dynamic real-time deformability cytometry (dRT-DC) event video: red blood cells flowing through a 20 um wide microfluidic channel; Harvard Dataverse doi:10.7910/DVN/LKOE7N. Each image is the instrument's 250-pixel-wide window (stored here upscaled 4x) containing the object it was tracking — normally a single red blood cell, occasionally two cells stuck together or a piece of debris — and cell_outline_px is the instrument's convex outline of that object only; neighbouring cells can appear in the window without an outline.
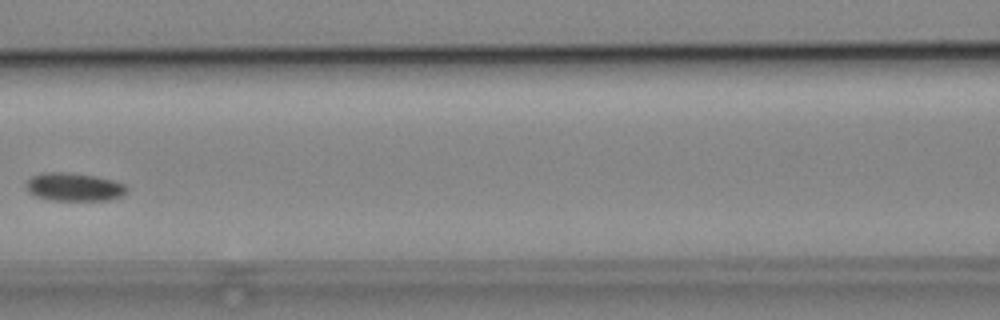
{"species": "common noctule bat (a hibernating species)", "species_latin": "Nyctalus noctula", "temperature_condition": "cold", "stored_images_in_passage": 8, "camera_frame_rate_fps": 3000, "um_per_image_px": 0.085, "animal": {"sex": "male", "body_mass_g": 19.2, "forearm_length_mm": 51.8}, "frame": {"image": 1, "passage_image": 4, "time_ms": 3.667, "image_size_px": [1000, 320], "cell_outline_px": [[128, 188], [120, 196], [108, 200], [52, 200], [36, 196], [28, 192], [28, 180], [32, 176], [44, 172], [68, 172], [96, 176], [112, 180], [124, 184]], "centroid_in_image_um": [6.29, 15.88], "position_along_channel_um": 160.3, "area_um2": 16.3}}
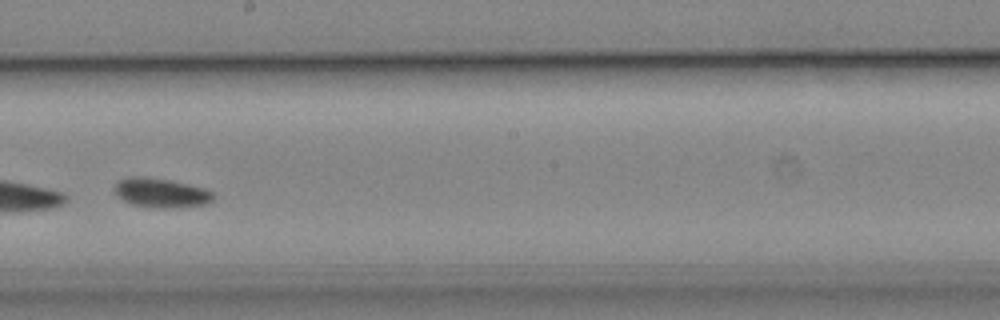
{"frame": {"image": 2, "passage_image": 6, "time_ms": 5.667, "image_size_px": [1000, 320], "cell_outline_px": [[216, 196], [208, 204], [172, 208], [156, 208], [132, 204], [124, 200], [116, 192], [116, 184], [120, 180], [132, 176], [168, 180], [204, 188], [212, 192]], "centroid_in_image_um": [13.76, 16.41], "position_along_channel_um": 234.4, "area_um2": 16.47}}
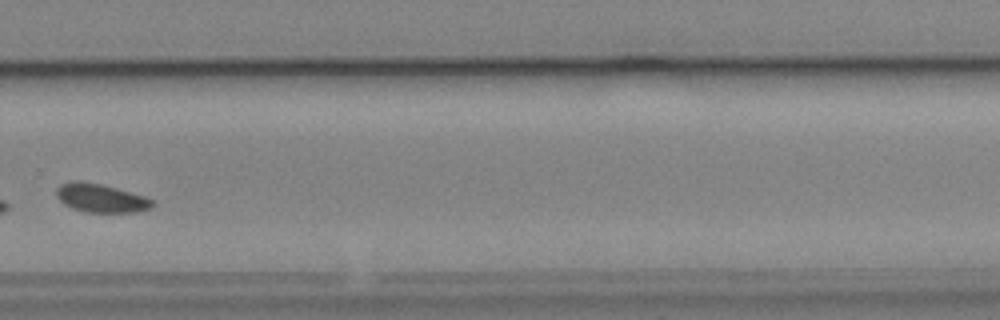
{"frame": {"image": 3, "passage_image": 8, "time_ms": 8.0, "image_size_px": [1000, 320], "cell_outline_px": [[156, 204], [152, 208], [136, 212], [84, 212], [72, 208], [64, 204], [56, 196], [56, 188], [60, 184], [72, 180], [80, 180], [100, 184], [116, 188], [144, 196], [152, 200]], "centroid_in_image_um": [8.55, 16.83], "position_along_channel_um": 321.2, "area_um2": 16.07}}